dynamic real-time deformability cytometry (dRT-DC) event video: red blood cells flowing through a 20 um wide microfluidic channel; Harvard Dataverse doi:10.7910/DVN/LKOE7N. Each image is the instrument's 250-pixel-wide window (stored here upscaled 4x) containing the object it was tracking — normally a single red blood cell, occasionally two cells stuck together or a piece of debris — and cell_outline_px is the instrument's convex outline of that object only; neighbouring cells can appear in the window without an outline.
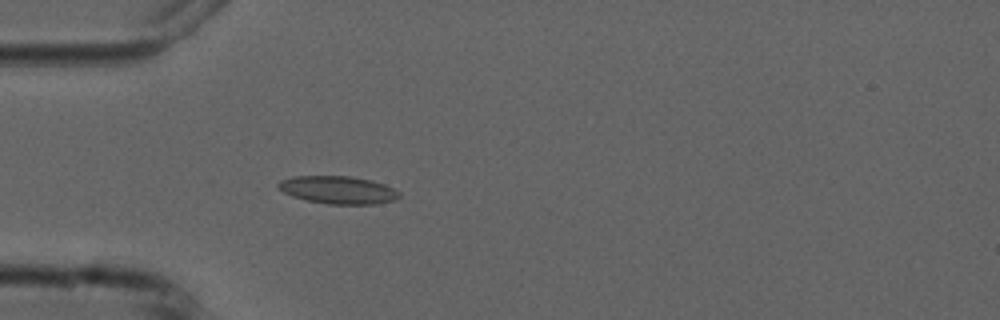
{"species": "common noctule bat (a hibernating species)", "species_latin": "Nyctalus noctula", "temperature_condition": "cold", "stored_images_in_passage": 5, "camera_frame_rate_fps": 3000, "um_per_image_px": 0.085, "animal": {"sex": "male", "forearm_length_mm": 52.5}, "frame": {"image": 1, "passage_image": 5, "time_ms": 4.333, "image_size_px": [1000, 320], "cell_outline_px": [[400, 196], [396, 200], [376, 204], [328, 204], [308, 200], [292, 196], [284, 192], [276, 184], [280, 180], [292, 176], [348, 176], [372, 180], [384, 184], [400, 192]], "centroid_in_image_um": [28.75, 16.14], "position_along_channel_um": 56.2, "area_um2": 19.54}}